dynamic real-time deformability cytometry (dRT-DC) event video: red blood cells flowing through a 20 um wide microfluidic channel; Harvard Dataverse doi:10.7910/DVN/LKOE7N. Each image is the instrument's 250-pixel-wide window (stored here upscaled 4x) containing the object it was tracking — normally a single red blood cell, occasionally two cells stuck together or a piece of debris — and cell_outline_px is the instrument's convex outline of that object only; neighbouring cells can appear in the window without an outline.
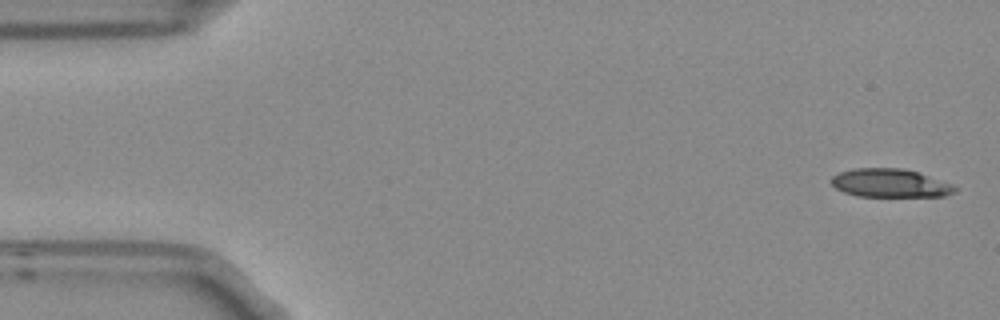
{"species": "Egyptian fruit bat (a non-hibernating species)", "species_latin": "Rousettus aegyptiacus", "temperature_condition": "room temperature", "stored_images_in_passage": 5, "camera_frame_rate_fps": 3000, "um_per_image_px": 0.085, "frame": {"image": 1, "passage_image": 1, "time_ms": 0.0, "image_size_px": [1000, 320], "cell_outline_px": [[956, 192], [944, 196], [856, 196], [844, 192], [836, 188], [828, 180], [832, 176], [840, 172], [856, 168], [904, 168], [952, 184], [956, 188]], "centroid_in_image_um": [75.62, 15.56], "position_along_channel_um": 9.4, "area_um2": 20.35}}